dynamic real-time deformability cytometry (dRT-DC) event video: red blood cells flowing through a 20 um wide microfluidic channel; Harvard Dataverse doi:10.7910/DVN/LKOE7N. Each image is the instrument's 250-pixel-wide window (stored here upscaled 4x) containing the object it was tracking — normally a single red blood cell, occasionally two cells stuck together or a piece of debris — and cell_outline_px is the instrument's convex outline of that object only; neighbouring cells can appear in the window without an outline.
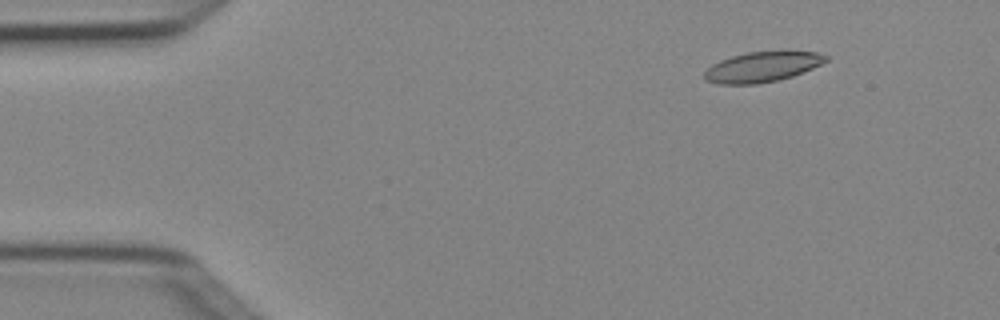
{"species": "Egyptian fruit bat (a non-hibernating species)", "species_latin": "Rousettus aegyptiacus", "temperature_condition": "cold", "stored_images_in_passage": 5, "camera_frame_rate_fps": 3000, "um_per_image_px": 0.085, "animal": {"sex": "female"}, "frame": {"image": 1, "passage_image": 5, "time_ms": 1.333, "image_size_px": [1000, 320], "cell_outline_px": [[828, 60], [804, 72], [792, 76], [776, 80], [756, 84], [720, 84], [704, 80], [704, 72], [712, 64], [720, 60], [732, 56], [748, 52], [784, 48], [788, 48], [816, 52], [828, 56]], "centroid_in_image_um": [64.84, 5.63], "position_along_channel_um": 20.2, "area_um2": 22.08}}